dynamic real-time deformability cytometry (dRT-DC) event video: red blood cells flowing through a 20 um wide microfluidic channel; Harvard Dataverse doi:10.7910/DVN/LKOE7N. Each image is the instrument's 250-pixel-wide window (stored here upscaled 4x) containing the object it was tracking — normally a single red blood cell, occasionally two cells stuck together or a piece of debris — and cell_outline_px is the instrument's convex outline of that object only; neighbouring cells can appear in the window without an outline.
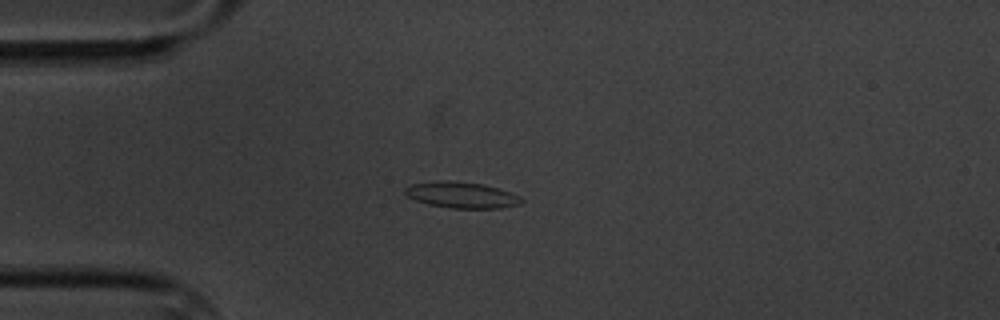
{"species": "common noctule bat (a hibernating species)", "species_latin": "Nyctalus noctula", "temperature_condition": "cold", "stored_images_in_passage": 8, "camera_frame_rate_fps": 3000, "um_per_image_px": 0.085, "animal": {"sex": "male", "body_mass_g": 20.1, "forearm_length_mm": 53.5}, "frame": {"image": 1, "passage_image": 1, "time_ms": 0.0, "image_size_px": [1000, 320], "cell_outline_px": [[524, 200], [520, 204], [500, 208], [452, 208], [428, 204], [416, 200], [408, 196], [404, 192], [404, 188], [408, 184], [440, 180], [444, 180], [484, 184], [520, 196]], "centroid_in_image_um": [39.2, 16.57], "position_along_channel_um": 45.8, "area_um2": 17.63}}
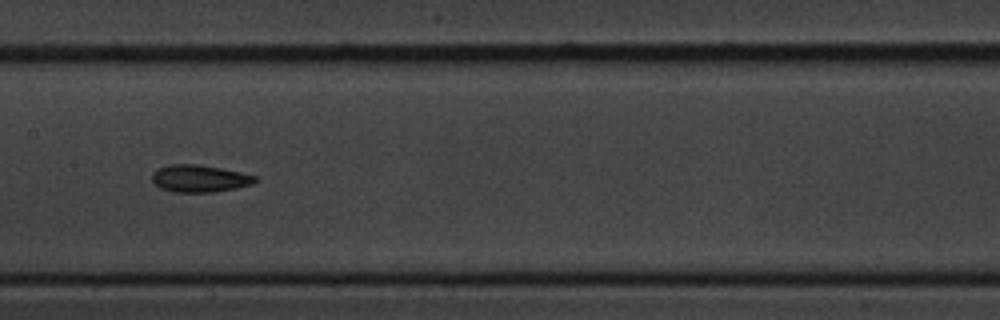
{"frame": {"image": 2, "passage_image": 5, "time_ms": 4.667, "image_size_px": [1000, 320], "cell_outline_px": [[260, 180], [252, 184], [236, 188], [212, 192], [172, 192], [160, 188], [152, 180], [152, 172], [168, 164], [200, 164], [240, 172], [256, 176]], "centroid_in_image_um": [16.97, 15.17], "position_along_channel_um": 190.4, "area_um2": 16.42}}
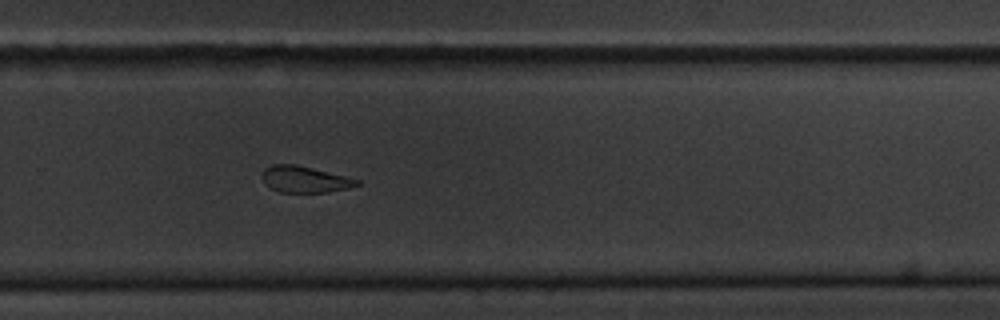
{"frame": {"image": 3, "passage_image": 8, "time_ms": 8.0, "image_size_px": [1000, 320], "cell_outline_px": [[360, 184], [348, 188], [328, 192], [280, 192], [264, 184], [260, 176], [264, 168], [272, 164], [296, 164], [360, 180]], "centroid_in_image_um": [25.84, 15.24], "position_along_channel_um": 304.0, "area_um2": 14.57}}